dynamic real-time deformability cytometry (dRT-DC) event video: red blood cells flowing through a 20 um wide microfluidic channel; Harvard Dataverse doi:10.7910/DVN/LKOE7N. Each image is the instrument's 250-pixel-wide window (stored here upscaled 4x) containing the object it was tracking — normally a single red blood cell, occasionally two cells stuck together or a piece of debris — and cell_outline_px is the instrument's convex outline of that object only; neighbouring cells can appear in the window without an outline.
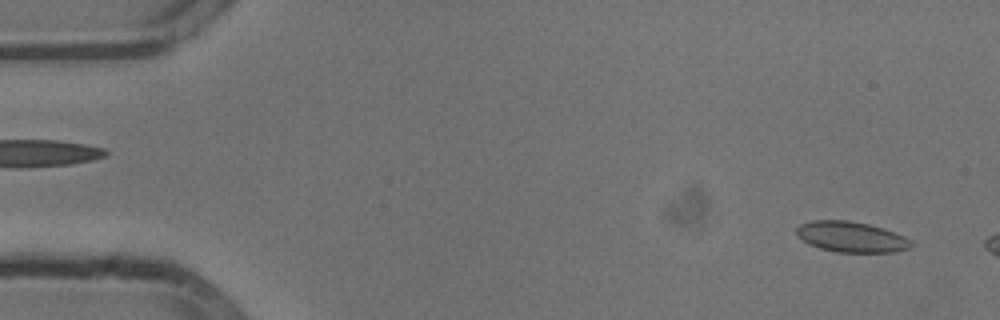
{"species": "common noctule bat (a hibernating species)", "species_latin": "Nyctalus noctula", "temperature_condition": "cold", "stored_images_in_passage": 54, "camera_frame_rate_fps": 3000, "um_per_image_px": 0.085, "animal": {"sex": "male", "body_mass_g": 13.3}, "frame": {"image": 1, "passage_image": 2, "time_ms": 0.333, "image_size_px": [1000, 320], "cell_outline_px": [[912, 244], [908, 248], [892, 252], [836, 252], [820, 248], [796, 236], [796, 228], [800, 224], [812, 220], [848, 220], [868, 224], [884, 228], [904, 236], [912, 240]], "centroid_in_image_um": [72.35, 20.12], "position_along_channel_um": 12.7, "area_um2": 20.35}}
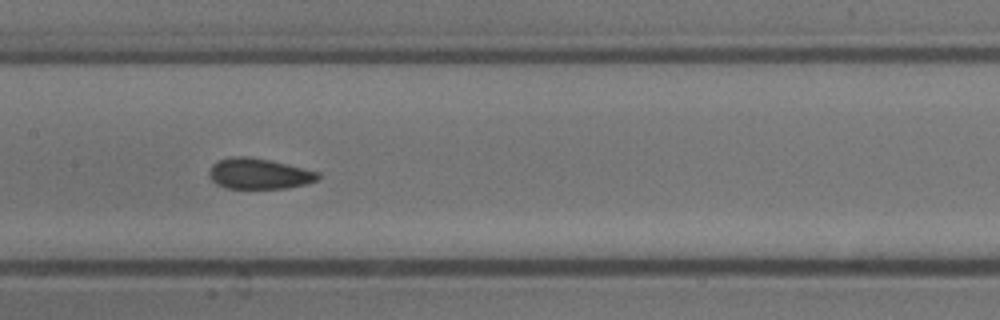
{"frame": {"image": 2, "passage_image": 25, "time_ms": 8.0, "image_size_px": [1000, 320], "cell_outline_px": [[320, 176], [316, 180], [304, 184], [288, 188], [224, 188], [216, 184], [208, 176], [208, 172], [212, 164], [220, 160], [232, 156], [248, 156], [268, 160], [320, 172]], "centroid_in_image_um": [21.97, 14.77], "position_along_channel_um": 185.4, "area_um2": 19.36}}
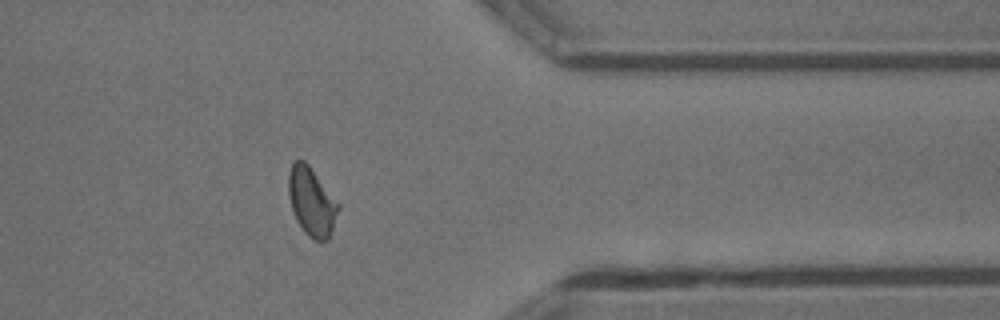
{"frame": {"image": 3, "passage_image": 42, "time_ms": 13.667, "image_size_px": [1000, 320], "cell_outline_px": [[340, 208], [328, 240], [320, 244], [308, 236], [304, 232], [296, 220], [292, 208], [288, 192], [288, 172], [292, 164], [296, 160], [304, 160], [308, 164], [340, 204]], "centroid_in_image_um": [26.5, 17.18], "position_along_channel_um": 384.9, "area_um2": 20.0}, "authors_computed_cell_mechanics": {"area_um2": 19.8543, "velocity_mm_per_s": 3.7979, "shape_relaxation_time_tau1_ms": 10.4384, "shape_relaxation_time_tau2_ms": 1.5674, "deformation_change_tau1": 0.1251, "deformation_change_tau2": 0.0546}}